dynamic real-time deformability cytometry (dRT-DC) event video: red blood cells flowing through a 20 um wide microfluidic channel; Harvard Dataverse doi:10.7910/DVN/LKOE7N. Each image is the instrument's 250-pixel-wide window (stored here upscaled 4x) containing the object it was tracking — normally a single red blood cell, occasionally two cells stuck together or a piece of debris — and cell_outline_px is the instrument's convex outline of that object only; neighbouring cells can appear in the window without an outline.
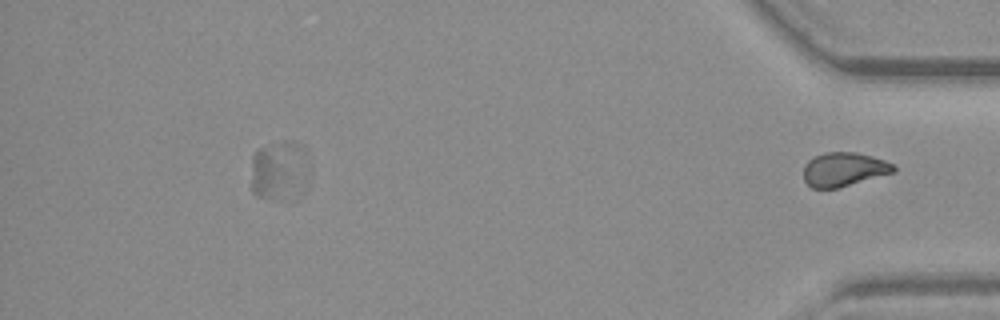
{"species": "common noctule bat (a hibernating species)", "species_latin": "Nyctalus noctula", "temperature_condition": "warm", "stored_images_in_passage": 40, "segment_of_instrument_passage": [2, 2], "camera_frame_rate_fps": 3000, "um_per_image_px": 0.085, "animal": {"sex": "female", "body_mass_g": 19.3, "forearm_length_mm": 54.1}, "frame": {"image": 1, "passage_image": 40, "time_ms": 13.0, "image_size_px": [1000, 320], "cell_outline_px": [[896, 172], [836, 188], [812, 188], [804, 180], [804, 164], [812, 156], [824, 152], [856, 152], [872, 156], [896, 164]], "centroid_in_image_um": [71.74, 14.38], "position_along_channel_um": 363.5, "area_um2": 17.98}}